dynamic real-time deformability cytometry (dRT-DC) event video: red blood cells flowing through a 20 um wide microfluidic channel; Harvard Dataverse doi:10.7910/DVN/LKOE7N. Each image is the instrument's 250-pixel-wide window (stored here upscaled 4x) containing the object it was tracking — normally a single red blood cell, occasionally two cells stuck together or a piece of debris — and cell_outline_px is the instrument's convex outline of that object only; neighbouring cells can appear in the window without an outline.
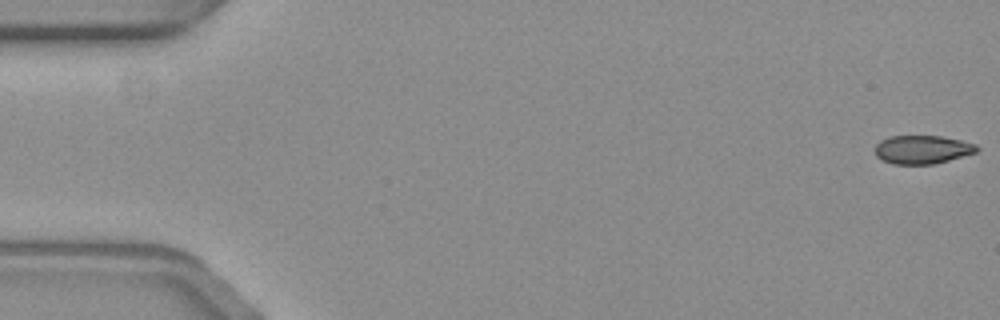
{"species": "common noctule bat (a hibernating species)", "species_latin": "Nyctalus noctula", "temperature_condition": "warm", "stored_images_in_passage": 58, "camera_frame_rate_fps": 3000, "um_per_image_px": 0.085, "animal": {"sex": "female", "body_mass_g": 19.3, "forearm_length_mm": 54.1}, "frame": {"image": 1, "passage_image": 1, "time_ms": 0.0, "image_size_px": [1000, 320], "cell_outline_px": [[980, 148], [976, 152], [948, 160], [932, 164], [892, 164], [876, 156], [876, 144], [880, 140], [888, 136], [940, 136], [960, 140], [976, 144]], "centroid_in_image_um": [78.39, 12.7], "position_along_channel_um": 6.6, "area_um2": 16.76}}
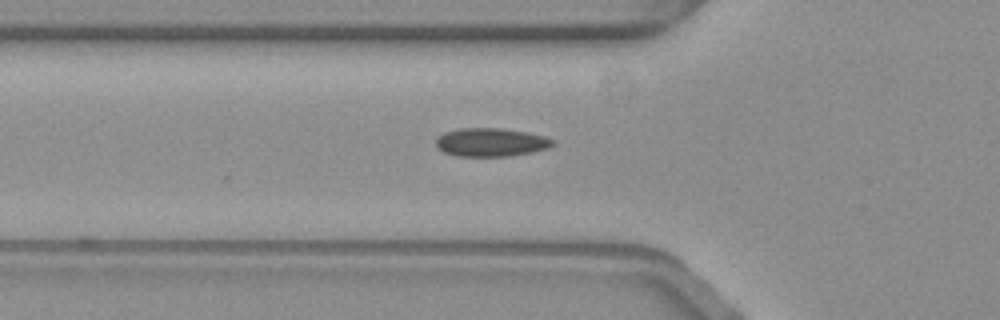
{"frame": {"image": 2, "passage_image": 20, "time_ms": 6.333, "image_size_px": [1000, 320], "cell_outline_px": [[556, 144], [548, 148], [532, 152], [508, 156], [456, 156], [444, 152], [436, 148], [436, 140], [444, 132], [460, 128], [500, 128], [524, 132], [544, 136], [552, 140]], "centroid_in_image_um": [41.7, 12.1], "position_along_channel_um": 84.1, "area_um2": 19.25}}
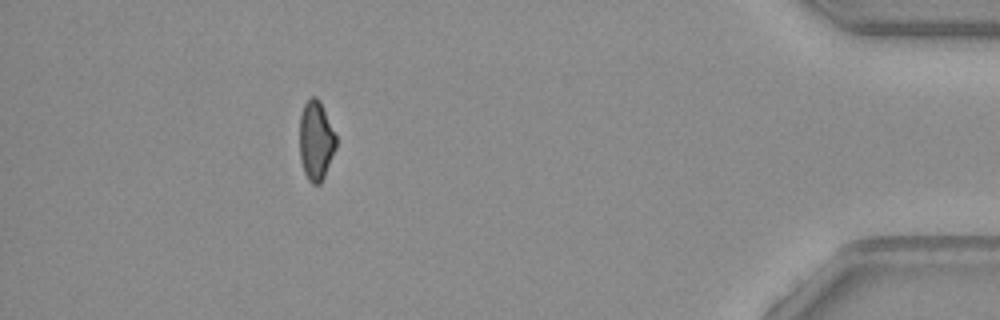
{"frame": {"image": 3, "passage_image": 52, "time_ms": 17.0, "image_size_px": [1000, 320], "cell_outline_px": [[336, 148], [324, 176], [320, 184], [312, 184], [308, 180], [304, 172], [300, 160], [300, 116], [304, 104], [312, 96], [316, 96], [320, 100], [336, 136]], "centroid_in_image_um": [26.85, 11.95], "position_along_channel_um": 408.4, "area_um2": 16.82}, "authors_computed_cell_mechanics": {"area_um2": 18.5538, "velocity_mm_per_s": 3.5791, "shape_relaxation_time_tau1_ms": null, "shape_relaxation_time_tau2_ms": 1.8886, "deformation_change_tau1": null, "deformation_change_tau2": 0.0695}}